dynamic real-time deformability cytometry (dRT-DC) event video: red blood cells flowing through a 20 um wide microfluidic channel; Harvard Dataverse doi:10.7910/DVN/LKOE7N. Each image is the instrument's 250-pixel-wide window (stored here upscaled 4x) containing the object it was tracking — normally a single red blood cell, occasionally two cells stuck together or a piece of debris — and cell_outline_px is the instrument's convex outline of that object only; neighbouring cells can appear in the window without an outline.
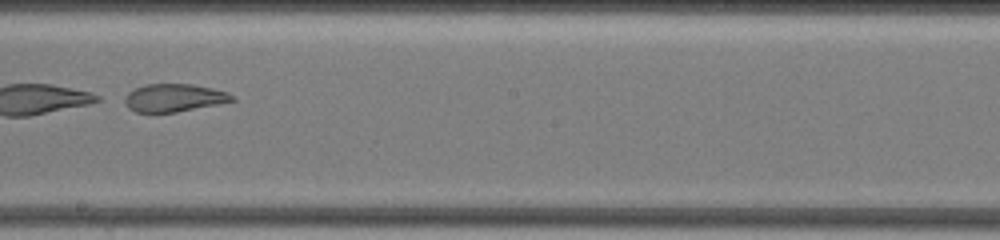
{"species": "common noctule bat (a hibernating species)", "species_latin": "Nyctalus noctula", "temperature_condition": "warm", "stored_images_in_passage": 57, "camera_frame_rate_fps": 3000, "um_per_image_px": 0.085, "animal": {"sex": "female", "body_mass_g": 19.5, "forearm_length_mm": 54.1}, "frame": {"image": 1, "passage_image": 26, "time_ms": 5.333, "image_size_px": [1000, 240], "cell_outline_px": [[236, 100], [176, 112], [136, 112], [128, 108], [124, 100], [128, 92], [144, 84], [192, 84], [212, 88], [228, 92]], "centroid_in_image_um": [14.77, 8.3], "position_along_channel_um": 233.4, "area_um2": 17.22}}